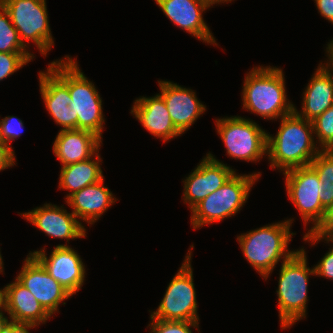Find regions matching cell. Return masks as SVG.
<instances>
[{"mask_svg":"<svg viewBox=\"0 0 333 333\" xmlns=\"http://www.w3.org/2000/svg\"><path fill=\"white\" fill-rule=\"evenodd\" d=\"M313 124L294 111L280 118L276 135L267 132V158L272 169L287 170L308 166L321 151Z\"/></svg>","mask_w":333,"mask_h":333,"instance_id":"6da1fadb","label":"cell"},{"mask_svg":"<svg viewBox=\"0 0 333 333\" xmlns=\"http://www.w3.org/2000/svg\"><path fill=\"white\" fill-rule=\"evenodd\" d=\"M48 68L68 87L72 102L73 129H83L95 133L102 139L105 118L103 101L94 83L88 80L78 62L67 55L53 60Z\"/></svg>","mask_w":333,"mask_h":333,"instance_id":"7a4b0ae2","label":"cell"},{"mask_svg":"<svg viewBox=\"0 0 333 333\" xmlns=\"http://www.w3.org/2000/svg\"><path fill=\"white\" fill-rule=\"evenodd\" d=\"M283 70L276 66H257L246 73L242 86L243 109L267 120L280 119L294 111L287 98Z\"/></svg>","mask_w":333,"mask_h":333,"instance_id":"3957f363","label":"cell"},{"mask_svg":"<svg viewBox=\"0 0 333 333\" xmlns=\"http://www.w3.org/2000/svg\"><path fill=\"white\" fill-rule=\"evenodd\" d=\"M293 218L264 225L237 235V241L247 262L267 280L274 268L282 260L290 259L299 249L290 250L289 242Z\"/></svg>","mask_w":333,"mask_h":333,"instance_id":"277c9868","label":"cell"},{"mask_svg":"<svg viewBox=\"0 0 333 333\" xmlns=\"http://www.w3.org/2000/svg\"><path fill=\"white\" fill-rule=\"evenodd\" d=\"M307 255L303 248L285 262L281 261L278 288V312L281 329H290L296 322L306 318L309 277L315 269L307 266Z\"/></svg>","mask_w":333,"mask_h":333,"instance_id":"5b68a950","label":"cell"},{"mask_svg":"<svg viewBox=\"0 0 333 333\" xmlns=\"http://www.w3.org/2000/svg\"><path fill=\"white\" fill-rule=\"evenodd\" d=\"M261 172L234 173L219 189L209 194L191 210L194 230L235 216L246 204L251 189L261 177Z\"/></svg>","mask_w":333,"mask_h":333,"instance_id":"8992f818","label":"cell"},{"mask_svg":"<svg viewBox=\"0 0 333 333\" xmlns=\"http://www.w3.org/2000/svg\"><path fill=\"white\" fill-rule=\"evenodd\" d=\"M286 193L295 205L307 232H318L324 225L328 211L322 206L323 184L310 166L297 167L283 172ZM312 224L308 229L306 226Z\"/></svg>","mask_w":333,"mask_h":333,"instance_id":"52a82bcc","label":"cell"},{"mask_svg":"<svg viewBox=\"0 0 333 333\" xmlns=\"http://www.w3.org/2000/svg\"><path fill=\"white\" fill-rule=\"evenodd\" d=\"M215 125L231 159L256 163L267 156V131L254 120L227 116L215 119Z\"/></svg>","mask_w":333,"mask_h":333,"instance_id":"ba28073f","label":"cell"},{"mask_svg":"<svg viewBox=\"0 0 333 333\" xmlns=\"http://www.w3.org/2000/svg\"><path fill=\"white\" fill-rule=\"evenodd\" d=\"M193 248L192 244L181 267L168 284L157 309L150 312L153 319L199 322L198 301L191 265Z\"/></svg>","mask_w":333,"mask_h":333,"instance_id":"9c48e42d","label":"cell"},{"mask_svg":"<svg viewBox=\"0 0 333 333\" xmlns=\"http://www.w3.org/2000/svg\"><path fill=\"white\" fill-rule=\"evenodd\" d=\"M0 3L8 11L23 45L29 49L30 42H33L39 53L46 57L55 44L46 0H0Z\"/></svg>","mask_w":333,"mask_h":333,"instance_id":"30bf717a","label":"cell"},{"mask_svg":"<svg viewBox=\"0 0 333 333\" xmlns=\"http://www.w3.org/2000/svg\"><path fill=\"white\" fill-rule=\"evenodd\" d=\"M192 171L182 181L184 185L182 200L184 204H188L190 210L223 186L236 172L232 167L216 159L210 152Z\"/></svg>","mask_w":333,"mask_h":333,"instance_id":"8fae6325","label":"cell"},{"mask_svg":"<svg viewBox=\"0 0 333 333\" xmlns=\"http://www.w3.org/2000/svg\"><path fill=\"white\" fill-rule=\"evenodd\" d=\"M23 262L22 269L15 278L31 292L51 316L59 313L60 304L65 305L64 301L72 295L50 276L33 255L28 254Z\"/></svg>","mask_w":333,"mask_h":333,"instance_id":"7c38bea8","label":"cell"},{"mask_svg":"<svg viewBox=\"0 0 333 333\" xmlns=\"http://www.w3.org/2000/svg\"><path fill=\"white\" fill-rule=\"evenodd\" d=\"M45 248L30 251L29 255H33L66 291L75 295L81 290L86 275L80 255L71 246H55L48 258Z\"/></svg>","mask_w":333,"mask_h":333,"instance_id":"4fadbf2b","label":"cell"},{"mask_svg":"<svg viewBox=\"0 0 333 333\" xmlns=\"http://www.w3.org/2000/svg\"><path fill=\"white\" fill-rule=\"evenodd\" d=\"M51 203L36 207L28 212L20 213L25 220L34 227L44 232L50 238L66 240V244L56 246H69L70 239H82L86 237V228L77 217L65 209V207Z\"/></svg>","mask_w":333,"mask_h":333,"instance_id":"5bb4252c","label":"cell"},{"mask_svg":"<svg viewBox=\"0 0 333 333\" xmlns=\"http://www.w3.org/2000/svg\"><path fill=\"white\" fill-rule=\"evenodd\" d=\"M165 16L175 26L196 37L197 40L217 46L207 23L204 21L203 12L211 6L202 0H155Z\"/></svg>","mask_w":333,"mask_h":333,"instance_id":"9a60e30c","label":"cell"},{"mask_svg":"<svg viewBox=\"0 0 333 333\" xmlns=\"http://www.w3.org/2000/svg\"><path fill=\"white\" fill-rule=\"evenodd\" d=\"M158 85L174 126L184 134L205 113L206 105L191 88L168 80H158Z\"/></svg>","mask_w":333,"mask_h":333,"instance_id":"2e32d148","label":"cell"},{"mask_svg":"<svg viewBox=\"0 0 333 333\" xmlns=\"http://www.w3.org/2000/svg\"><path fill=\"white\" fill-rule=\"evenodd\" d=\"M130 113L154 137L166 142L181 136L182 133L174 126L163 97L140 96L135 99Z\"/></svg>","mask_w":333,"mask_h":333,"instance_id":"e0dca14e","label":"cell"},{"mask_svg":"<svg viewBox=\"0 0 333 333\" xmlns=\"http://www.w3.org/2000/svg\"><path fill=\"white\" fill-rule=\"evenodd\" d=\"M95 133L83 129L60 130L53 142V153L67 166L92 158L103 144Z\"/></svg>","mask_w":333,"mask_h":333,"instance_id":"ac0fdd59","label":"cell"},{"mask_svg":"<svg viewBox=\"0 0 333 333\" xmlns=\"http://www.w3.org/2000/svg\"><path fill=\"white\" fill-rule=\"evenodd\" d=\"M118 199L104 186V178L70 195L66 200L78 220L93 225Z\"/></svg>","mask_w":333,"mask_h":333,"instance_id":"d6986e66","label":"cell"},{"mask_svg":"<svg viewBox=\"0 0 333 333\" xmlns=\"http://www.w3.org/2000/svg\"><path fill=\"white\" fill-rule=\"evenodd\" d=\"M47 70V71H46ZM39 72L41 98L51 118L61 130L73 129L72 99L68 87L49 69Z\"/></svg>","mask_w":333,"mask_h":333,"instance_id":"ffe728a7","label":"cell"},{"mask_svg":"<svg viewBox=\"0 0 333 333\" xmlns=\"http://www.w3.org/2000/svg\"><path fill=\"white\" fill-rule=\"evenodd\" d=\"M5 312L14 322L46 324L51 315L42 307L31 292L16 278L4 286Z\"/></svg>","mask_w":333,"mask_h":333,"instance_id":"44dd1931","label":"cell"},{"mask_svg":"<svg viewBox=\"0 0 333 333\" xmlns=\"http://www.w3.org/2000/svg\"><path fill=\"white\" fill-rule=\"evenodd\" d=\"M317 67L303 91L302 109L294 106V112L310 122L333 105V75L321 64Z\"/></svg>","mask_w":333,"mask_h":333,"instance_id":"7402d4cb","label":"cell"},{"mask_svg":"<svg viewBox=\"0 0 333 333\" xmlns=\"http://www.w3.org/2000/svg\"><path fill=\"white\" fill-rule=\"evenodd\" d=\"M98 151L92 158L67 166H62L59 175V189H65L67 199L73 193L104 178L102 158Z\"/></svg>","mask_w":333,"mask_h":333,"instance_id":"603a6c76","label":"cell"},{"mask_svg":"<svg viewBox=\"0 0 333 333\" xmlns=\"http://www.w3.org/2000/svg\"><path fill=\"white\" fill-rule=\"evenodd\" d=\"M323 184L322 206L329 212L333 207V155L321 150L310 163Z\"/></svg>","mask_w":333,"mask_h":333,"instance_id":"cb8c5ba5","label":"cell"},{"mask_svg":"<svg viewBox=\"0 0 333 333\" xmlns=\"http://www.w3.org/2000/svg\"><path fill=\"white\" fill-rule=\"evenodd\" d=\"M0 52L32 53L20 40L18 31L11 22L8 11L0 3Z\"/></svg>","mask_w":333,"mask_h":333,"instance_id":"d4e9b609","label":"cell"},{"mask_svg":"<svg viewBox=\"0 0 333 333\" xmlns=\"http://www.w3.org/2000/svg\"><path fill=\"white\" fill-rule=\"evenodd\" d=\"M303 240L310 243L313 247L320 241L324 243L331 242L333 246V236L323 235L318 232H306L303 236ZM324 240V241H323ZM329 248V251L320 259V261L314 265L315 276L323 277L328 280H333V247Z\"/></svg>","mask_w":333,"mask_h":333,"instance_id":"484cf974","label":"cell"},{"mask_svg":"<svg viewBox=\"0 0 333 333\" xmlns=\"http://www.w3.org/2000/svg\"><path fill=\"white\" fill-rule=\"evenodd\" d=\"M316 143L321 150L333 144V105L312 121Z\"/></svg>","mask_w":333,"mask_h":333,"instance_id":"4316f807","label":"cell"},{"mask_svg":"<svg viewBox=\"0 0 333 333\" xmlns=\"http://www.w3.org/2000/svg\"><path fill=\"white\" fill-rule=\"evenodd\" d=\"M33 53L0 52V81L13 75L35 58Z\"/></svg>","mask_w":333,"mask_h":333,"instance_id":"83f0119b","label":"cell"},{"mask_svg":"<svg viewBox=\"0 0 333 333\" xmlns=\"http://www.w3.org/2000/svg\"><path fill=\"white\" fill-rule=\"evenodd\" d=\"M150 320L147 326L151 329L149 333H193L192 328L200 331L199 322L195 321H165L151 316Z\"/></svg>","mask_w":333,"mask_h":333,"instance_id":"f1b7e54d","label":"cell"},{"mask_svg":"<svg viewBox=\"0 0 333 333\" xmlns=\"http://www.w3.org/2000/svg\"><path fill=\"white\" fill-rule=\"evenodd\" d=\"M24 124L20 118L16 116H6L0 119V141L6 144L14 153L15 150L10 144L11 141L18 139L23 133Z\"/></svg>","mask_w":333,"mask_h":333,"instance_id":"f546056e","label":"cell"},{"mask_svg":"<svg viewBox=\"0 0 333 333\" xmlns=\"http://www.w3.org/2000/svg\"><path fill=\"white\" fill-rule=\"evenodd\" d=\"M15 153L0 141V171L14 166L16 163Z\"/></svg>","mask_w":333,"mask_h":333,"instance_id":"4dcf8cb0","label":"cell"},{"mask_svg":"<svg viewBox=\"0 0 333 333\" xmlns=\"http://www.w3.org/2000/svg\"><path fill=\"white\" fill-rule=\"evenodd\" d=\"M320 15L333 24V0H314Z\"/></svg>","mask_w":333,"mask_h":333,"instance_id":"1f68e13d","label":"cell"},{"mask_svg":"<svg viewBox=\"0 0 333 333\" xmlns=\"http://www.w3.org/2000/svg\"><path fill=\"white\" fill-rule=\"evenodd\" d=\"M39 327L32 323L14 322L11 321L7 330L4 333H30L29 330Z\"/></svg>","mask_w":333,"mask_h":333,"instance_id":"d6a6232c","label":"cell"},{"mask_svg":"<svg viewBox=\"0 0 333 333\" xmlns=\"http://www.w3.org/2000/svg\"><path fill=\"white\" fill-rule=\"evenodd\" d=\"M327 59L324 63L320 62V64L331 74L333 75V39L327 43L326 52ZM329 59V60H328Z\"/></svg>","mask_w":333,"mask_h":333,"instance_id":"836d02e7","label":"cell"},{"mask_svg":"<svg viewBox=\"0 0 333 333\" xmlns=\"http://www.w3.org/2000/svg\"><path fill=\"white\" fill-rule=\"evenodd\" d=\"M323 235L333 236V207L328 212L325 225L318 231Z\"/></svg>","mask_w":333,"mask_h":333,"instance_id":"e575fe53","label":"cell"},{"mask_svg":"<svg viewBox=\"0 0 333 333\" xmlns=\"http://www.w3.org/2000/svg\"><path fill=\"white\" fill-rule=\"evenodd\" d=\"M3 311L5 312V310H0V333H4L12 321L9 316L4 315L5 313Z\"/></svg>","mask_w":333,"mask_h":333,"instance_id":"d590c367","label":"cell"},{"mask_svg":"<svg viewBox=\"0 0 333 333\" xmlns=\"http://www.w3.org/2000/svg\"><path fill=\"white\" fill-rule=\"evenodd\" d=\"M202 1H204V2H206L208 5H210L211 6V8L213 7V5H217V4H224V3H231L232 1H234V0H202Z\"/></svg>","mask_w":333,"mask_h":333,"instance_id":"8d00e7d4","label":"cell"},{"mask_svg":"<svg viewBox=\"0 0 333 333\" xmlns=\"http://www.w3.org/2000/svg\"><path fill=\"white\" fill-rule=\"evenodd\" d=\"M4 300H5V289L0 288V310H5L4 309Z\"/></svg>","mask_w":333,"mask_h":333,"instance_id":"74e56055","label":"cell"},{"mask_svg":"<svg viewBox=\"0 0 333 333\" xmlns=\"http://www.w3.org/2000/svg\"><path fill=\"white\" fill-rule=\"evenodd\" d=\"M2 258L3 257H2L1 251H0V274L4 271V264H3V259Z\"/></svg>","mask_w":333,"mask_h":333,"instance_id":"f35d334b","label":"cell"},{"mask_svg":"<svg viewBox=\"0 0 333 333\" xmlns=\"http://www.w3.org/2000/svg\"><path fill=\"white\" fill-rule=\"evenodd\" d=\"M327 151L333 155V144L327 149Z\"/></svg>","mask_w":333,"mask_h":333,"instance_id":"ab89813d","label":"cell"}]
</instances>
